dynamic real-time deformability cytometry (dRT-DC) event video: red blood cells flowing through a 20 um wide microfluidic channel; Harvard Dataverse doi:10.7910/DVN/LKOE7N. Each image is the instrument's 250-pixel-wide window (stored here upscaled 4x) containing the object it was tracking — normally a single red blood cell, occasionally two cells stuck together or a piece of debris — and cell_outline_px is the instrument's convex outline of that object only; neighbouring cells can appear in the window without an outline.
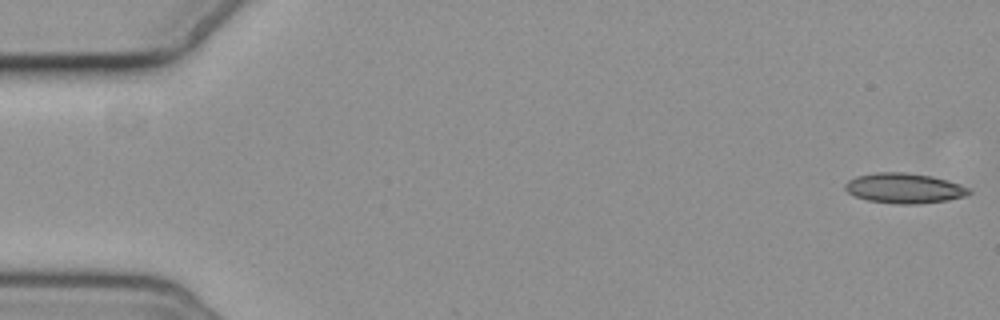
{"species": "common noctule bat (a hibernating species)", "species_latin": "Nyctalus noctula", "temperature_condition": "cold", "stored_images_in_passage": 7, "camera_frame_rate_fps": 3000, "um_per_image_px": 0.085, "animal": {"sex": "female", "body_mass_g": 19.3, "forearm_length_mm": 54.1}, "frame": {"image": 1, "passage_image": 1, "time_ms": 0.0, "image_size_px": [1000, 320], "cell_outline_px": [[972, 192], [964, 196], [948, 200], [916, 204], [896, 204], [868, 200], [856, 196], [848, 192], [844, 188], [844, 184], [848, 180], [856, 176], [876, 172], [904, 172], [932, 176], [968, 188]], "centroid_in_image_um": [76.81, 16.0], "position_along_channel_um": 8.2, "area_um2": 21.5}}
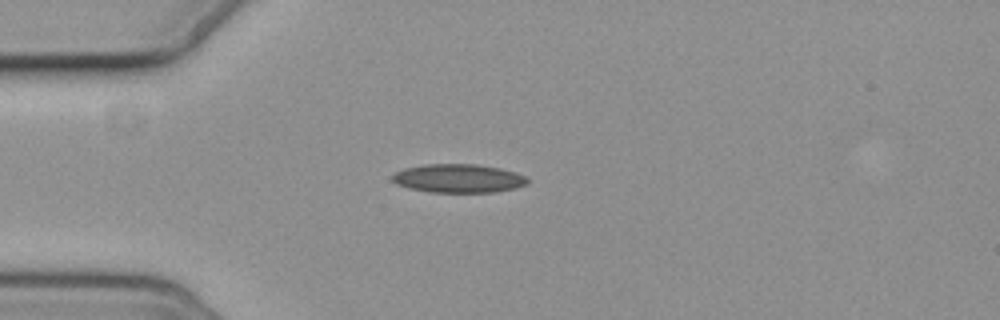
{"frame": {"image": 2, "passage_image": 5, "time_ms": 4.667, "image_size_px": [1000, 320], "cell_outline_px": [[528, 184], [516, 188], [496, 192], [428, 192], [408, 188], [396, 184], [392, 180], [392, 176], [396, 172], [404, 168], [424, 164], [476, 164], [500, 168], [516, 172], [524, 176], [528, 180]], "centroid_in_image_um": [38.96, 15.16], "position_along_channel_um": 46.0, "area_um2": 22.66}}
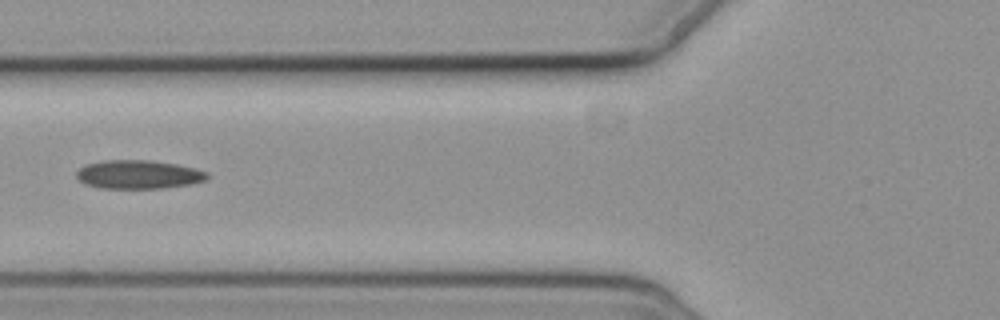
{"frame": {"image": 3, "passage_image": 7, "time_ms": 7.0, "image_size_px": [1000, 320], "cell_outline_px": [[208, 176], [204, 180], [192, 184], [164, 188], [100, 188], [84, 184], [76, 176], [76, 172], [84, 164], [104, 160], [148, 160], [176, 164], [196, 168], [208, 172]], "centroid_in_image_um": [11.76, 14.83], "position_along_channel_um": 114.0, "area_um2": 21.91}}